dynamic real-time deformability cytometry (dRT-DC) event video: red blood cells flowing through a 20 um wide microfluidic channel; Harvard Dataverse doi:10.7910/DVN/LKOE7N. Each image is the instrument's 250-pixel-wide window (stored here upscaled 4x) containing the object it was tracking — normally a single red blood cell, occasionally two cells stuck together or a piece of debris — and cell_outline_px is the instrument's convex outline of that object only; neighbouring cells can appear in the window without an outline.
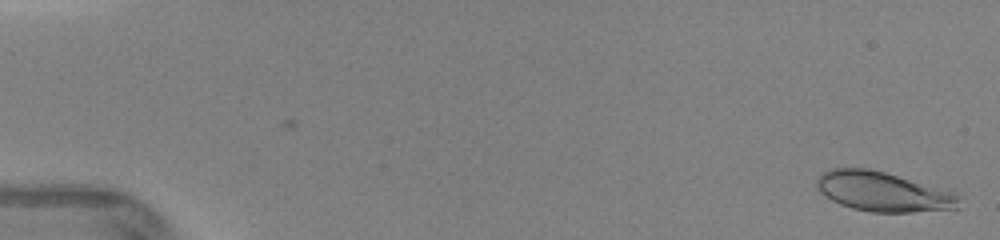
{"species": "human", "species_latin": "Homo sapiens", "temperature_condition": "warm", "stored_images_in_passage": 53, "camera_frame_rate_fps": 3000, "um_per_image_px": 0.085, "donor": {"sex": "female"}, "frame": {"image": 1, "passage_image": 1, "time_ms": 0.0, "image_size_px": [1000, 240], "cell_outline_px": [[964, 196], [960, 208], [912, 212], [872, 212], [852, 208], [840, 204], [832, 200], [820, 192], [816, 188], [816, 180], [820, 172], [832, 168], [868, 168], [884, 172], [956, 192]], "centroid_in_image_um": [75.1, 16.29], "position_along_channel_um": 9.9, "area_um2": 33.23}}
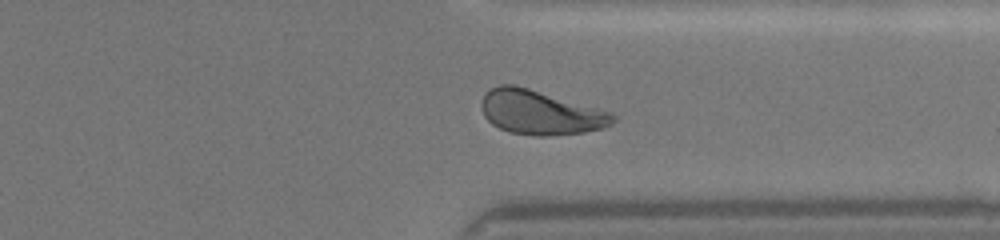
{"frame": {"image": 2, "passage_image": 43, "time_ms": 11.667, "image_size_px": [1000, 240], "cell_outline_px": [[616, 120], [612, 124], [604, 128], [584, 132], [544, 136], [536, 136], [508, 132], [492, 124], [484, 116], [480, 104], [484, 96], [492, 88], [500, 84], [512, 84], [528, 88], [596, 108], [608, 112], [616, 116]], "centroid_in_image_um": [45.9, 9.57], "position_along_channel_um": 365.5, "area_um2": 33.52}}
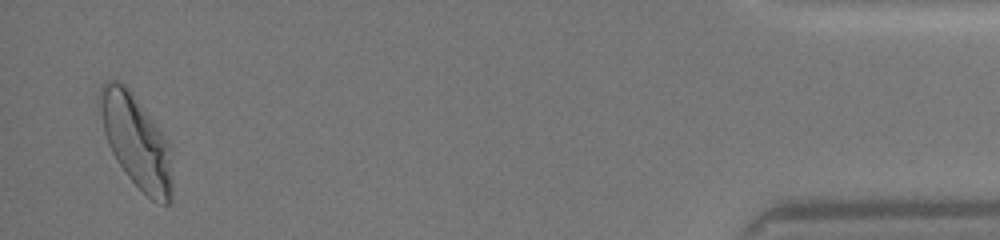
{"frame": {"image": 3, "passage_image": 53, "time_ms": 14.667, "image_size_px": [1000, 240], "cell_outline_px": [[172, 200], [168, 204], [164, 204], [152, 200], [128, 176], [112, 152], [108, 144], [104, 132], [100, 112], [100, 84], [104, 80], [116, 80], [128, 84], [168, 140], [172, 176]], "centroid_in_image_um": [11.59, 11.94], "position_along_channel_um": 423.6, "area_um2": 39.25}}